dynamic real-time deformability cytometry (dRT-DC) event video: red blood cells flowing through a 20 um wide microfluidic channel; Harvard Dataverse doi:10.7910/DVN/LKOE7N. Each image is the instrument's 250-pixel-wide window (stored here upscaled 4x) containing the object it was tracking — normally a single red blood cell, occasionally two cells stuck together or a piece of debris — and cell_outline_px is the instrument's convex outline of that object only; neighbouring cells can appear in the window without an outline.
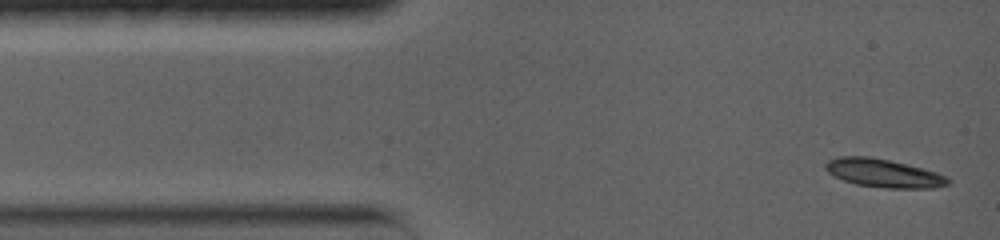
{"species": "common noctule bat (a hibernating species)", "species_latin": "Nyctalus noctula", "temperature_condition": "warm", "stored_images_in_passage": 50, "camera_frame_rate_fps": 5000, "um_per_image_px": 0.085, "animal": {"sex": "female", "body_mass_g": 19.0, "forearm_length_mm": 56.7}, "frame": {"image": 1, "passage_image": 1, "time_ms": 0.0, "image_size_px": [1000, 240], "cell_outline_px": [[952, 180], [948, 184], [932, 188], [888, 188], [856, 184], [844, 180], [828, 172], [824, 168], [824, 164], [828, 160], [840, 156], [868, 156], [888, 160], [936, 172], [948, 176]], "centroid_in_image_um": [75.1, 14.72], "position_along_channel_um": 9.9, "area_um2": 20.0}}
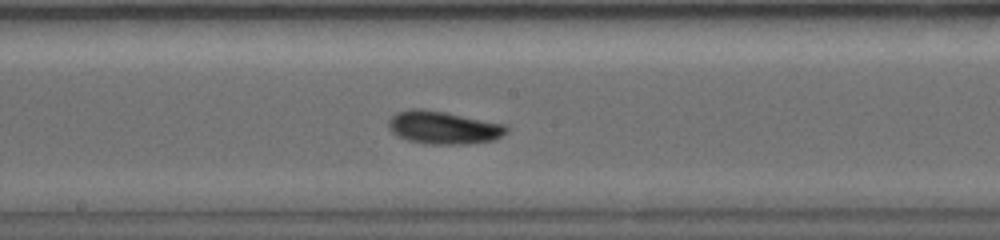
{"frame": {"image": 2, "passage_image": 29, "time_ms": 7.2, "image_size_px": [1000, 240], "cell_outline_px": [[508, 132], [492, 140], [464, 144], [428, 144], [408, 140], [396, 136], [388, 128], [388, 120], [396, 112], [408, 108], [424, 108], [504, 124], [508, 128]], "centroid_in_image_um": [37.62, 10.83], "position_along_channel_um": 210.6, "area_um2": 22.6}}
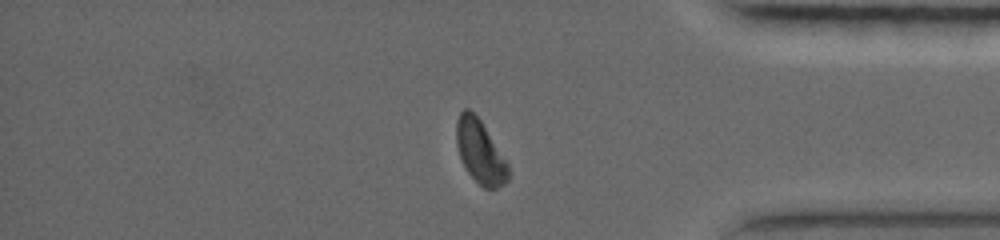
{"frame": {"image": 3, "passage_image": 50, "time_ms": 12.6, "image_size_px": [1000, 240], "cell_outline_px": [[508, 180], [504, 184], [496, 188], [484, 188], [468, 172], [460, 156], [456, 144], [456, 120], [460, 112], [464, 108], [468, 108], [480, 120], [508, 164]], "centroid_in_image_um": [40.79, 12.89], "position_along_channel_um": 394.4, "area_um2": 18.67}, "authors_computed_cell_mechanics": {"area_um2": 20.6924, "velocity_mm_per_s": 3.7138, "shape_relaxation_time_tau1_ms": 3.4885, "shape_relaxation_time_tau2_ms": 6.0867, "deformation_change_tau1": 0.1521, "deformation_change_tau2": 0.117}}